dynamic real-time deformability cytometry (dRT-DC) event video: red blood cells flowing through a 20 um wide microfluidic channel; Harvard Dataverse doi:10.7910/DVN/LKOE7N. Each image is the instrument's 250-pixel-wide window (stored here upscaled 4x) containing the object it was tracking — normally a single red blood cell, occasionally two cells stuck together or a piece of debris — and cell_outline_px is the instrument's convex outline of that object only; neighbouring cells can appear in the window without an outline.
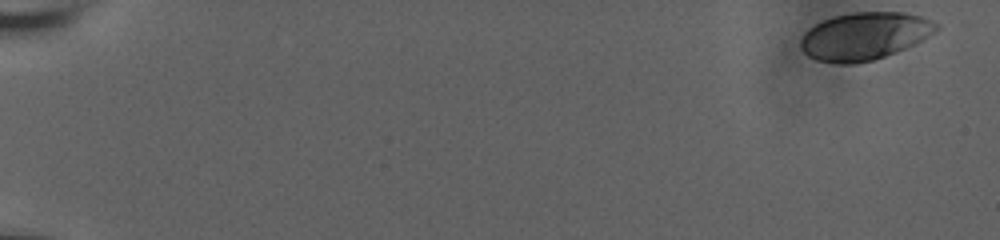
{"species": "human", "species_latin": "Homo sapiens", "temperature_condition": "room temperature", "stored_images_in_passage": 58, "camera_frame_rate_fps": 3000, "um_per_image_px": 0.085, "donor": {"sex": "male"}, "frame": {"image": 1, "passage_image": 1, "time_ms": 0.0, "image_size_px": [1000, 240], "cell_outline_px": [[940, 28], [928, 36], [904, 48], [884, 56], [872, 60], [852, 64], [836, 64], [816, 60], [808, 56], [800, 48], [800, 40], [804, 32], [808, 28], [824, 20], [836, 16], [856, 12], [904, 12], [924, 16], [940, 24]], "centroid_in_image_um": [73.47, 3.06], "position_along_channel_um": 11.5, "area_um2": 37.51}}
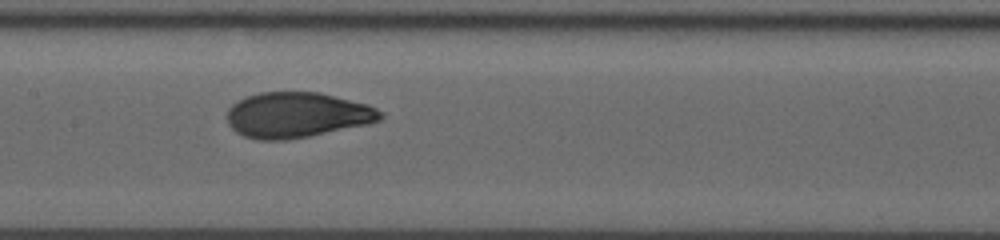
{"frame": {"image": 2, "passage_image": 31, "time_ms": 10.0, "image_size_px": [1000, 240], "cell_outline_px": [[384, 116], [380, 120], [368, 124], [308, 136], [284, 140], [260, 140], [244, 136], [236, 132], [228, 124], [228, 108], [236, 100], [244, 96], [260, 92], [320, 92], [368, 104], [376, 108]], "centroid_in_image_um": [25.22, 9.76], "position_along_channel_um": 182.2, "area_um2": 40.63}}
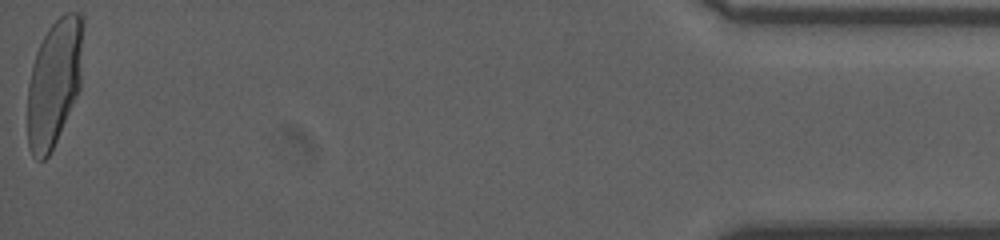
{"frame": {"image": 3, "passage_image": 58, "time_ms": 19.0, "image_size_px": [1000, 240], "cell_outline_px": [[84, 20], [80, 88], [56, 140], [48, 156], [44, 160], [36, 160], [32, 156], [28, 148], [28, 84], [32, 64], [36, 52], [48, 28], [64, 12], [80, 12]], "centroid_in_image_um": [4.61, 6.99], "position_along_channel_um": 430.6, "area_um2": 41.21}, "authors_computed_cell_mechanics": {"area_um2": 39.9976, "velocity_mm_per_s": 3.6998, "shape_relaxation_time_tau1_ms": 3.3181, "shape_relaxation_time_tau2_ms": null, "deformation_change_tau1": 0.1751, "deformation_change_tau2": null}}